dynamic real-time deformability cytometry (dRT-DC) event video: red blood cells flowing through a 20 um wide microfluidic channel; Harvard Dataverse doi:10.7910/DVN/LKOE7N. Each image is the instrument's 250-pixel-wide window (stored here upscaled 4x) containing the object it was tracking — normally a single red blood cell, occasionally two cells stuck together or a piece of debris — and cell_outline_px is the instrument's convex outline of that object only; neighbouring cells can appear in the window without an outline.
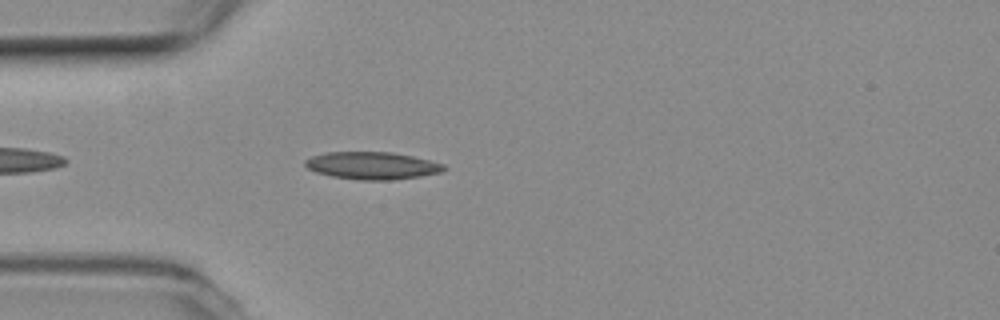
{"species": "common noctule bat (a hibernating species)", "species_latin": "Nyctalus noctula", "temperature_condition": "room temperature", "stored_images_in_passage": 37, "camera_frame_rate_fps": 3000, "um_per_image_px": 0.085, "animal": {"sex": "female", "body_mass_g": 19.3, "forearm_length_mm": 54.1}, "frame": {"image": 1, "passage_image": 4, "time_ms": 1.0, "image_size_px": [1000, 320], "cell_outline_px": [[444, 168], [440, 172], [420, 176], [392, 180], [360, 180], [332, 176], [316, 172], [308, 168], [304, 164], [304, 160], [312, 156], [328, 152], [392, 152], [412, 156], [444, 164]], "centroid_in_image_um": [31.6, 14.07], "position_along_channel_um": 53.4, "area_um2": 21.96}}
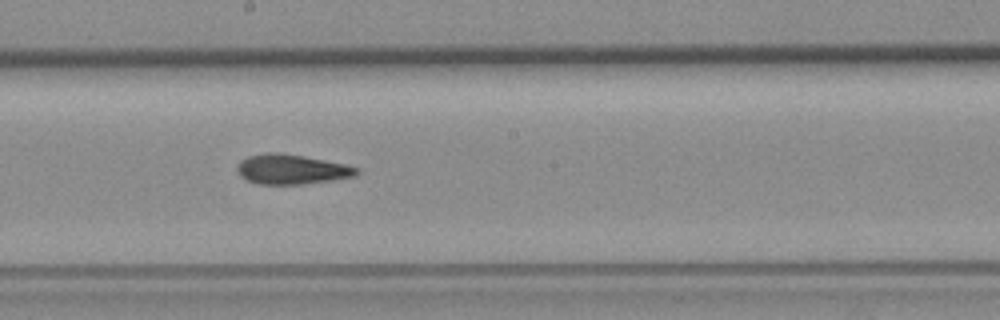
{"frame": {"image": 2, "passage_image": 18, "time_ms": 5.667, "image_size_px": [1000, 320], "cell_outline_px": [[360, 172], [356, 176], [332, 180], [300, 184], [256, 184], [240, 176], [236, 168], [240, 160], [248, 156], [264, 152], [280, 152], [304, 156], [344, 164], [356, 168]], "centroid_in_image_um": [24.74, 14.38], "position_along_channel_um": 223.5, "area_um2": 20.75}}
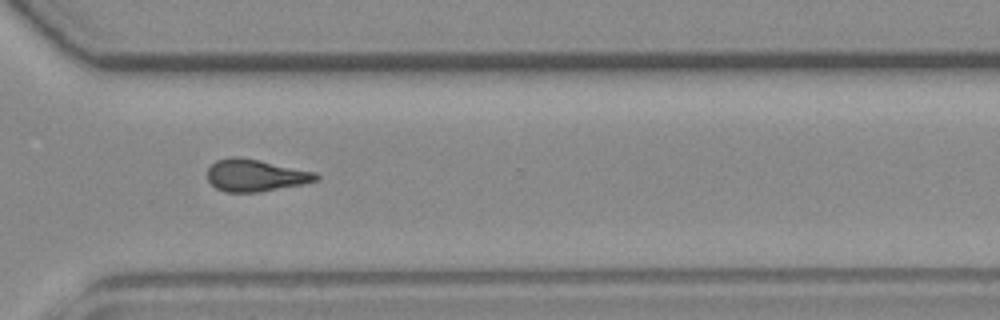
{"frame": {"image": 3, "passage_image": 28, "time_ms": 9.0, "image_size_px": [1000, 320], "cell_outline_px": [[320, 176], [316, 180], [304, 184], [260, 192], [224, 192], [216, 188], [208, 180], [208, 168], [216, 160], [232, 156], [240, 156], [260, 160], [316, 172]], "centroid_in_image_um": [21.71, 14.9], "position_along_channel_um": 348.9, "area_um2": 20.46}, "authors_computed_cell_mechanics": {"area_um2": 20.6924, "velocity_mm_per_s": 3.7716, "shape_relaxation_time_tau1_ms": null, "shape_relaxation_time_tau2_ms": 5.6009, "deformation_change_tau1": null, "deformation_change_tau2": 0.1394}}